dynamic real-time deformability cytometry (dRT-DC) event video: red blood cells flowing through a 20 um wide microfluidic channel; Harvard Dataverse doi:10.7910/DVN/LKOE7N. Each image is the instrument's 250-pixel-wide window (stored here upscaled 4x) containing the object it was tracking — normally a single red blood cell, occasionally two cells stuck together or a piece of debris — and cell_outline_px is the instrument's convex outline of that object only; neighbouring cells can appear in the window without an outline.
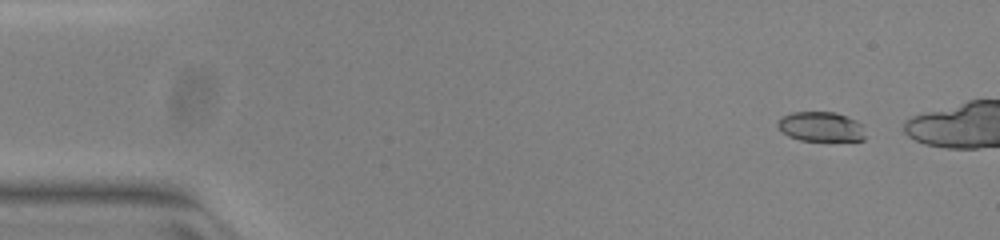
{"species": "common noctule bat (a hibernating species)", "species_latin": "Nyctalus noctula", "temperature_condition": "warm", "stored_images_in_passage": 14, "camera_frame_rate_fps": 3000, "um_per_image_px": 0.085, "animal": {"sex": "female", "body_mass_g": 23.0, "forearm_length_mm": 53.4}, "frame": {"image": 1, "passage_image": 5, "time_ms": 1.333, "image_size_px": [1000, 240], "cell_outline_px": [[864, 140], [800, 140], [788, 136], [776, 124], [784, 116], [792, 112], [832, 112], [856, 120], [864, 124]], "centroid_in_image_um": [69.81, 10.76], "position_along_channel_um": 15.2, "area_um2": 14.91}}